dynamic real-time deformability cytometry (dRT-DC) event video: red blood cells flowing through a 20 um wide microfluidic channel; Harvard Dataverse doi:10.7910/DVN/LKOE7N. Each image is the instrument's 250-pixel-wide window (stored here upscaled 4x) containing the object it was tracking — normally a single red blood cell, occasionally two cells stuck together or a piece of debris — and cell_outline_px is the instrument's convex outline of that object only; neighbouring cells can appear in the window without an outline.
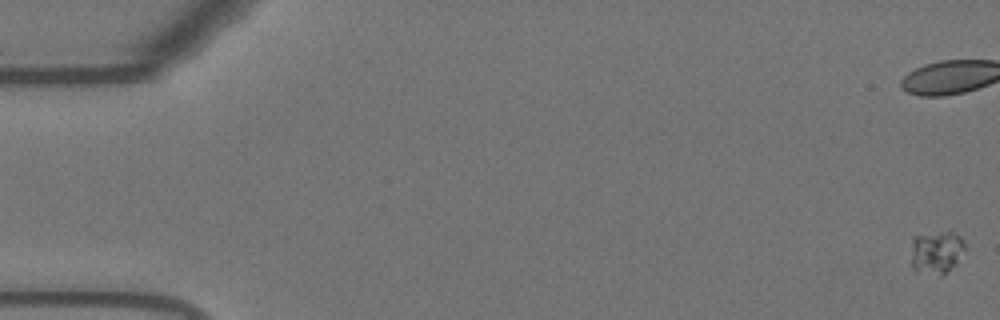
{"species": "Egyptian fruit bat (a non-hibernating species)", "species_latin": "Rousettus aegyptiacus", "temperature_condition": "warm", "stored_images_in_passage": 19, "camera_frame_rate_fps": 3000, "um_per_image_px": 0.085, "animal": {"sex": "female"}, "frame": {"image": 1, "passage_image": 1, "time_ms": 0.0, "image_size_px": [1000, 320], "cell_outline_px": [[964, 248], [956, 264], [944, 276], [940, 276], [912, 268], [912, 236], [944, 232], [956, 232], [964, 240]], "centroid_in_image_um": [79.61, 21.44], "position_along_channel_um": 5.4, "area_um2": 13.35}}